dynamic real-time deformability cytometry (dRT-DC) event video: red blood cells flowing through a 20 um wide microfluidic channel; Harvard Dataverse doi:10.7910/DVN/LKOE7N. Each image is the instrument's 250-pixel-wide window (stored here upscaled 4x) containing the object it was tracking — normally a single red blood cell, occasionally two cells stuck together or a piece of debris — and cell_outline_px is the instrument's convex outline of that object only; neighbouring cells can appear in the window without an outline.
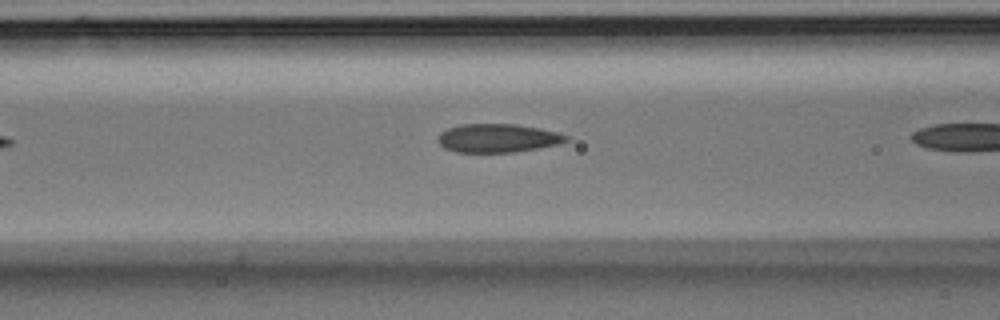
{"species": "Egyptian fruit bat (a non-hibernating species)", "species_latin": "Rousettus aegyptiacus", "temperature_condition": "room temperature", "stored_images_in_passage": 6, "camera_frame_rate_fps": 3000, "um_per_image_px": 0.085, "animal": {"sex": "male"}, "frame": {"image": 1, "passage_image": 5, "time_ms": 1.333, "image_size_px": [1000, 320], "cell_outline_px": [[572, 140], [560, 144], [512, 152], [456, 152], [444, 148], [436, 140], [440, 132], [448, 128], [460, 124], [516, 124], [540, 128], [556, 132], [568, 136]], "centroid_in_image_um": [42.3, 11.73], "position_along_channel_um": 124.3, "area_um2": 21.44}}